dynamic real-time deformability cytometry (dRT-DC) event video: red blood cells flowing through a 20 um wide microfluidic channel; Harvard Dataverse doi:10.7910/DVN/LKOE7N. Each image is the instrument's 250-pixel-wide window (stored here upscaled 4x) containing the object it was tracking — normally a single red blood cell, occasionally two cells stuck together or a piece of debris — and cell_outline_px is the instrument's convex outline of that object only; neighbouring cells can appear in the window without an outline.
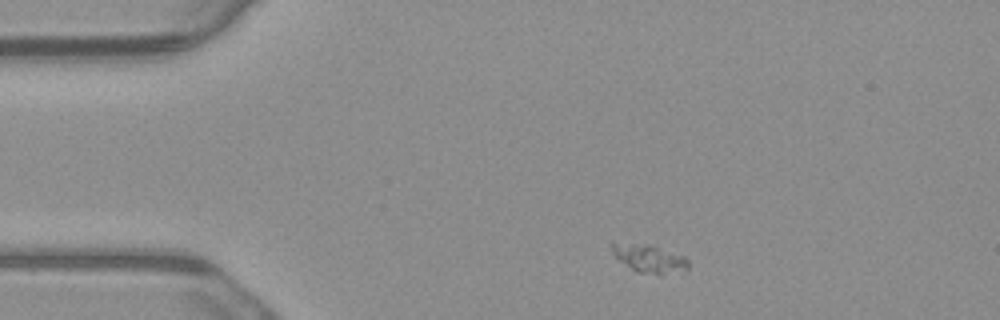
{"species": "common noctule bat (a hibernating species)", "species_latin": "Nyctalus noctula", "temperature_condition": "warm", "stored_images_in_passage": 3, "camera_frame_rate_fps": 3000, "um_per_image_px": 0.085, "animal": {"sex": "male", "body_mass_g": 23.1, "forearm_length_mm": 52.7}, "frame": {"image": 1, "passage_image": 1, "time_ms": 0.0, "image_size_px": [1000, 320], "cell_outline_px": [[688, 268], [684, 272], [636, 272], [616, 260], [612, 252], [612, 240], [648, 244], [684, 256], [688, 260]], "centroid_in_image_um": [55.09, 21.92], "position_along_channel_um": 29.9, "area_um2": 12.54}}
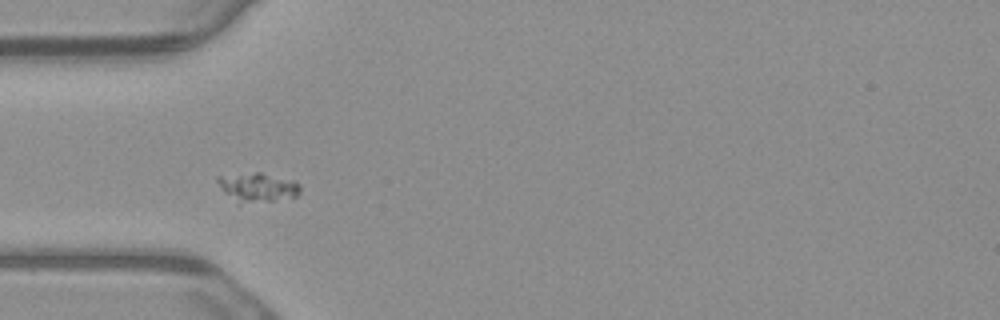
{"frame": {"image": 2, "passage_image": 2, "time_ms": 0.333, "image_size_px": [1000, 320], "cell_outline_px": [[300, 192], [296, 196], [272, 200], [248, 200], [224, 192], [216, 180], [216, 176], [256, 172], [260, 172], [292, 180], [300, 184]], "centroid_in_image_um": [21.96, 15.83], "position_along_channel_um": 63.0, "area_um2": 12.89}}
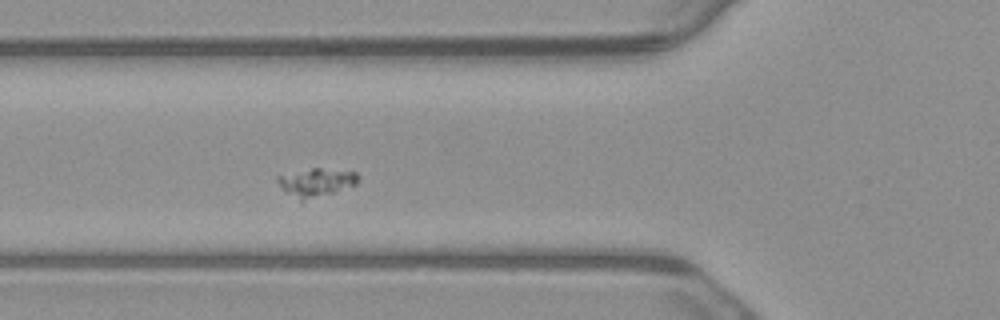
{"frame": {"image": 3, "passage_image": 3, "time_ms": 0.667, "image_size_px": [1000, 320], "cell_outline_px": [[360, 180], [356, 184], [332, 192], [304, 200], [300, 200], [288, 192], [276, 180], [276, 176], [312, 168], [320, 168], [356, 172], [360, 176]], "centroid_in_image_um": [26.92, 15.47], "position_along_channel_um": 98.9, "area_um2": 12.72}}